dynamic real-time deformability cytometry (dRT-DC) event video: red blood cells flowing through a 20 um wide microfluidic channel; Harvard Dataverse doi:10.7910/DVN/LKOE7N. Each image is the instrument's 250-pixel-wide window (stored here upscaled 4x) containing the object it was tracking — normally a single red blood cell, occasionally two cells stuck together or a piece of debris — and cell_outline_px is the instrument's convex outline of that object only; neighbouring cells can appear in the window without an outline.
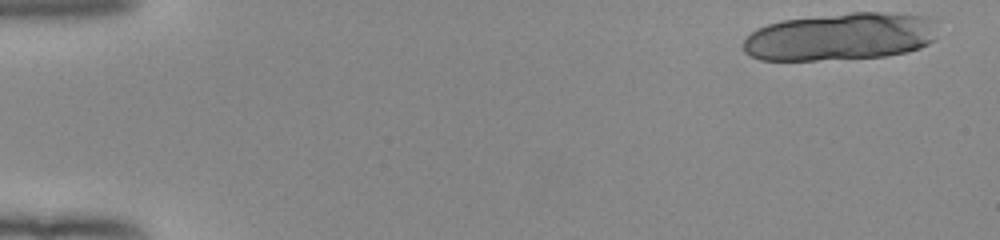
{"species": "human", "species_latin": "Homo sapiens", "temperature_condition": "room temperature", "stored_images_in_passage": 18, "camera_frame_rate_fps": 3000, "um_per_image_px": 0.085, "donor": {"sex": "female"}, "frame": {"image": 1, "passage_image": 1, "time_ms": 0.0, "image_size_px": [1000, 240], "cell_outline_px": [[936, 40], [920, 48], [904, 52], [884, 56], [816, 60], [760, 60], [744, 52], [744, 40], [756, 28], [780, 20], [852, 12], [884, 12], [928, 16], [936, 20]], "centroid_in_image_um": [71.47, 3.1], "position_along_channel_um": 13.5, "area_um2": 54.22}}